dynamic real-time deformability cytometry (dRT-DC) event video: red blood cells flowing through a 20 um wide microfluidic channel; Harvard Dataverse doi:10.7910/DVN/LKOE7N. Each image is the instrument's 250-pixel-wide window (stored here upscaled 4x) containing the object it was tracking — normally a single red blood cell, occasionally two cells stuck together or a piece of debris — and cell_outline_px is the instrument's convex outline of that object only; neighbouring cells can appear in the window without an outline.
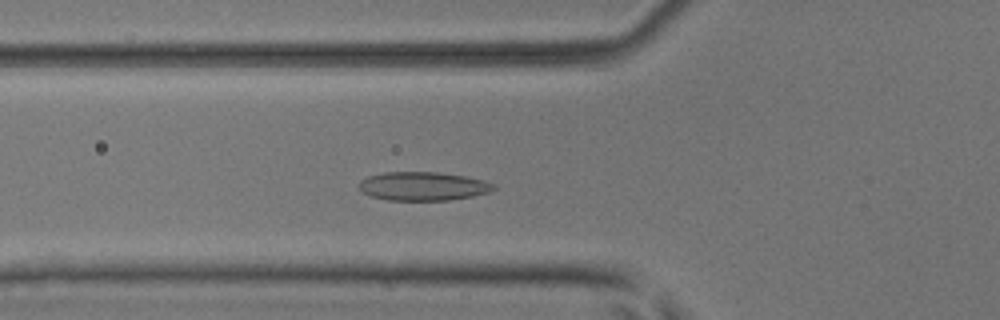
{"species": "common noctule bat (a hibernating species)", "species_latin": "Nyctalus noctula", "temperature_condition": "room temperature", "stored_images_in_passage": 46, "camera_frame_rate_fps": 3000, "um_per_image_px": 0.085, "animal": {"sex": "male", "body_mass_g": 17.9, "forearm_length_mm": 54.2}, "frame": {"image": 1, "passage_image": 14, "time_ms": 4.333, "image_size_px": [1000, 320], "cell_outline_px": [[496, 188], [488, 192], [472, 196], [452, 200], [388, 200], [372, 196], [364, 192], [360, 188], [360, 180], [368, 176], [384, 172], [436, 172], [464, 176], [484, 180], [496, 184]], "centroid_in_image_um": [35.99, 15.82], "position_along_channel_um": 89.8, "area_um2": 22.37}}
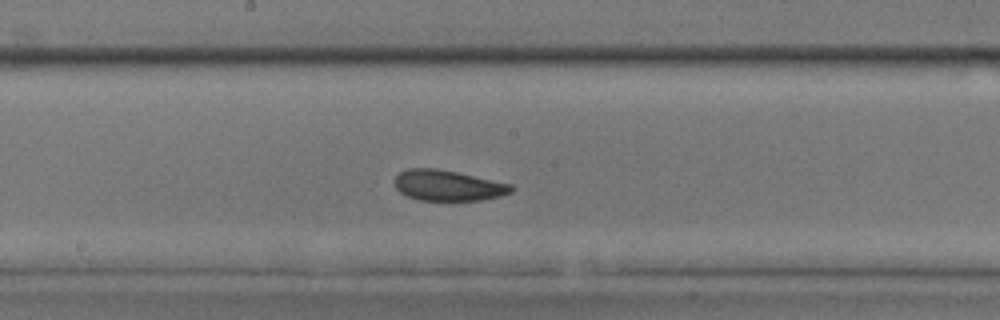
{"frame": {"image": 2, "passage_image": 23, "time_ms": 7.333, "image_size_px": [1000, 320], "cell_outline_px": [[516, 188], [512, 192], [500, 196], [480, 200], [420, 200], [408, 196], [400, 192], [396, 188], [396, 176], [400, 172], [408, 168], [436, 168], [456, 172], [512, 184]], "centroid_in_image_um": [38.11, 15.76], "position_along_channel_um": 210.1, "area_um2": 20.69}}
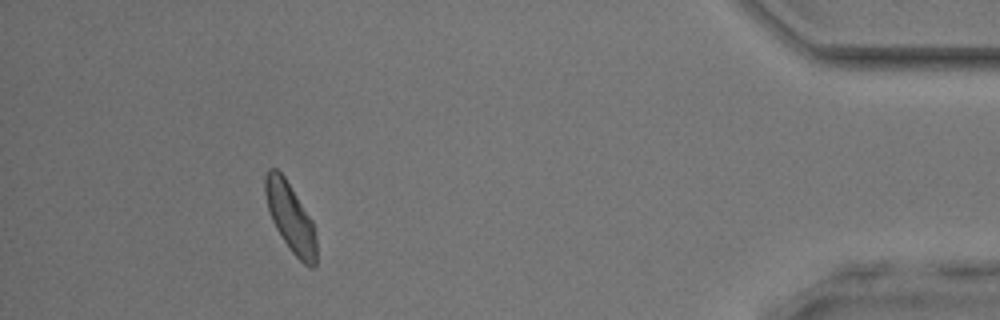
{"frame": {"image": 3, "passage_image": 42, "time_ms": 13.667, "image_size_px": [1000, 320], "cell_outline_px": [[316, 268], [308, 268], [288, 248], [276, 228], [272, 220], [268, 208], [264, 192], [264, 176], [268, 168], [276, 168], [284, 176], [312, 220], [316, 236]], "centroid_in_image_um": [24.69, 18.5], "position_along_channel_um": 410.5, "area_um2": 20.58}, "authors_computed_cell_mechanics": {"area_um2": 21.0681, "velocity_mm_per_s": 4.022, "shape_relaxation_time_tau1_ms": 7.1243, "shape_relaxation_time_tau2_ms": 3.4645, "deformation_change_tau1": 0.1424, "deformation_change_tau2": 0.1011}}